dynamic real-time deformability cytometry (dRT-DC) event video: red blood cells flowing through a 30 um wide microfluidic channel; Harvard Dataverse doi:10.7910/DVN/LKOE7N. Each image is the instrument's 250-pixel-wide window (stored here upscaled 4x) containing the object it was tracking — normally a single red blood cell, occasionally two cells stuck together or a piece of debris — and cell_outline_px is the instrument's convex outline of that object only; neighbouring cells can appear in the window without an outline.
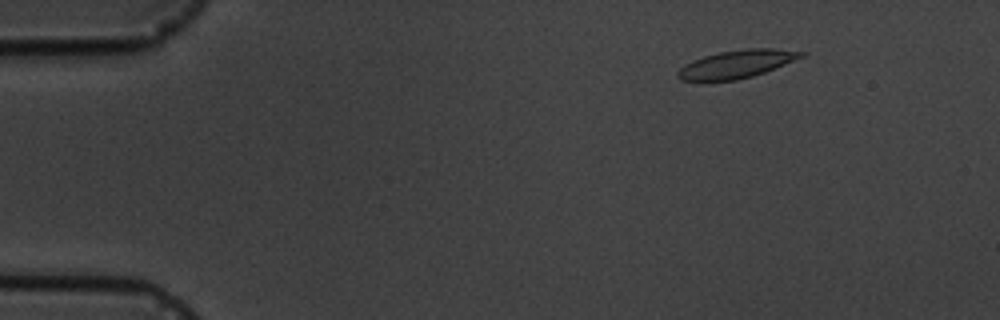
{"species": "common noctule bat (a hibernating species)", "species_latin": "Nyctalus noctula", "temperature_condition": "cold", "stored_images_in_passage": 4, "camera_frame_rate_fps": 3000, "um_per_image_px": 0.085, "animal": {"sex": "male", "body_mass_g": 19.5, "forearm_length_mm": 54.6}, "frame": {"image": 1, "passage_image": 2, "time_ms": 2.0, "image_size_px": [1000, 320], "cell_outline_px": [[808, 52], [804, 56], [764, 72], [752, 76], [736, 80], [680, 80], [676, 76], [676, 72], [680, 68], [692, 60], [704, 56], [720, 52], [744, 48], [772, 48]], "centroid_in_image_um": [62.61, 5.43], "position_along_channel_um": 22.4, "area_um2": 19.88}}
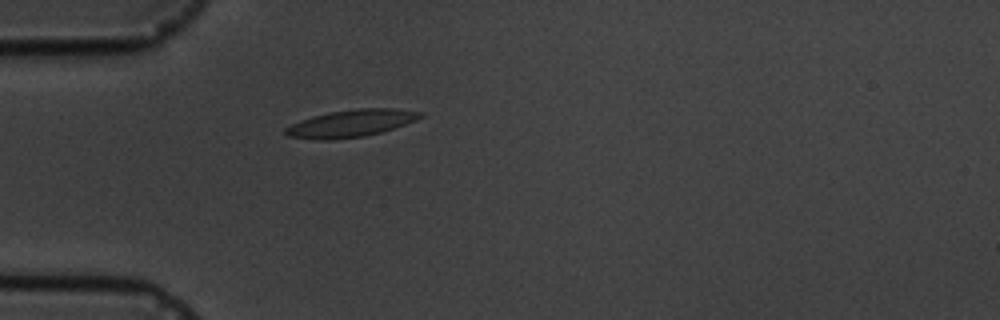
{"frame": {"image": 2, "passage_image": 4, "time_ms": 5.0, "image_size_px": [1000, 320], "cell_outline_px": [[424, 116], [416, 120], [380, 132], [364, 136], [332, 140], [312, 140], [288, 136], [284, 132], [284, 128], [292, 124], [312, 116], [328, 112], [356, 108], [392, 108], [424, 112]], "centroid_in_image_um": [29.81, 10.48], "position_along_channel_um": 55.2, "area_um2": 21.44}}